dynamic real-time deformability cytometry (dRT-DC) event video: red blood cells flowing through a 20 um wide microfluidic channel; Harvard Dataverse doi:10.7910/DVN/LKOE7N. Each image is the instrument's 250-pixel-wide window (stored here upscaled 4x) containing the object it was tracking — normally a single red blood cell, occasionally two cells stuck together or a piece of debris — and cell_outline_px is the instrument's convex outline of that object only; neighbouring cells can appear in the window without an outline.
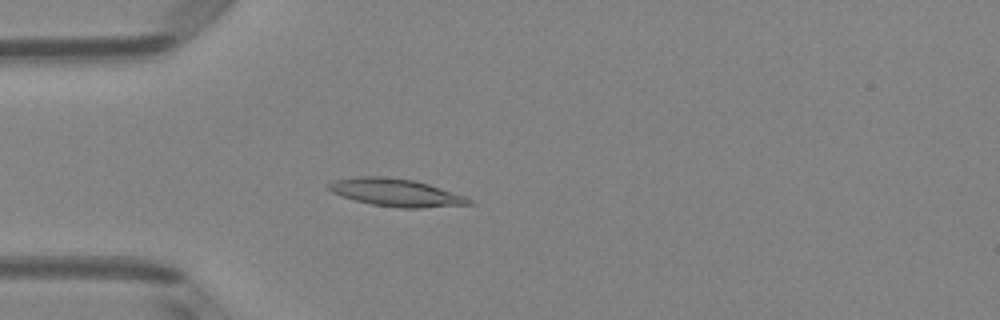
{"species": "Egyptian fruit bat (a non-hibernating species)", "species_latin": "Rousettus aegyptiacus", "temperature_condition": "room temperature", "stored_images_in_passage": 5, "camera_frame_rate_fps": 3000, "um_per_image_px": 0.085, "animal": {"sex": "female"}, "frame": {"image": 1, "passage_image": 5, "time_ms": 1.333, "image_size_px": [1000, 320], "cell_outline_px": [[476, 204], [424, 208], [400, 208], [372, 204], [340, 196], [332, 192], [328, 188], [328, 184], [336, 180], [360, 176], [380, 176], [412, 180], [428, 184], [468, 196]], "centroid_in_image_um": [33.73, 16.38], "position_along_channel_um": 51.3, "area_um2": 22.6}}